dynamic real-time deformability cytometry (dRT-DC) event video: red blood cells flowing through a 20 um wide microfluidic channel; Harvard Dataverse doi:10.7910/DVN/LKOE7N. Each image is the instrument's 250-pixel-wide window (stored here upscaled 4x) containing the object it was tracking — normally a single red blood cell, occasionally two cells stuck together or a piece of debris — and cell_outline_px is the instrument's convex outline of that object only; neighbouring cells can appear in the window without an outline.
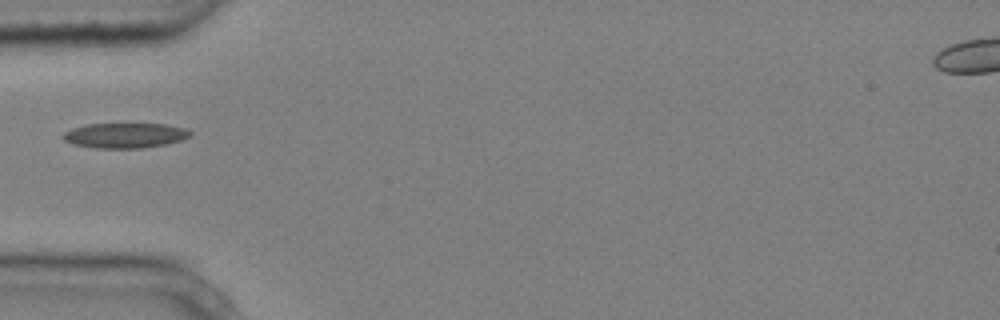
{"species": "common noctule bat (a hibernating species)", "species_latin": "Nyctalus noctula", "temperature_condition": "cold", "stored_images_in_passage": 6, "segment_of_instrument_passage": [2, 2], "camera_frame_rate_fps": 3000, "um_per_image_px": 0.085, "animal": {"sex": "male", "body_mass_g": 20.4}, "frame": {"image": 1, "passage_image": 6, "time_ms": 1.667, "image_size_px": [1000, 320], "cell_outline_px": [[192, 136], [184, 140], [144, 148], [92, 148], [72, 144], [64, 140], [60, 136], [64, 132], [72, 128], [88, 124], [164, 124], [184, 128], [192, 132]], "centroid_in_image_um": [10.61, 11.52], "position_along_channel_um": 74.4, "area_um2": 18.73}}